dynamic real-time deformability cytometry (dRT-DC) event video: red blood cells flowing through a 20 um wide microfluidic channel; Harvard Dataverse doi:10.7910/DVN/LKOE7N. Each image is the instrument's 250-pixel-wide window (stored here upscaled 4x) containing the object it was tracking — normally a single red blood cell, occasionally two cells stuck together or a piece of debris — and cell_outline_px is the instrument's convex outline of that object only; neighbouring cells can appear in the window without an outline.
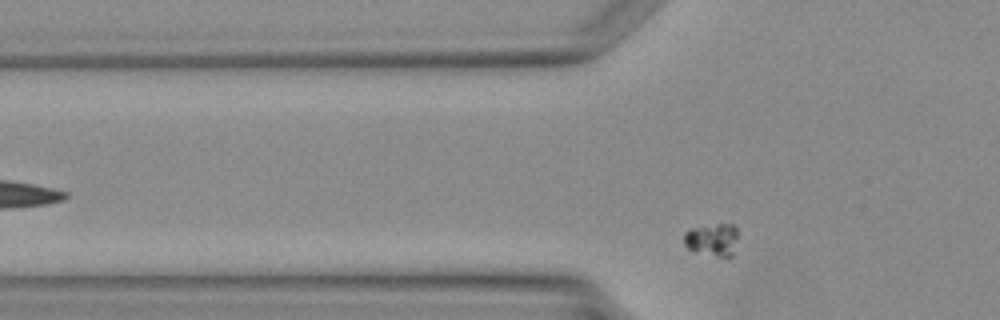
{"species": "Egyptian fruit bat (a non-hibernating species)", "species_latin": "Rousettus aegyptiacus", "temperature_condition": "warm", "stored_images_in_passage": 3, "segment_of_instrument_passage": [1, 2], "camera_frame_rate_fps": 3000, "um_per_image_px": 0.085, "animal": {"sex": "female"}, "frame": {"image": 1, "passage_image": 2, "time_ms": 1.333, "image_size_px": [1000, 320], "cell_outline_px": [[736, 240], [732, 256], [728, 260], [688, 248], [684, 244], [684, 232], [692, 228], [716, 224], [732, 224], [736, 228]], "centroid_in_image_um": [60.56, 20.39], "position_along_channel_um": 65.2, "area_um2": 10.23}}